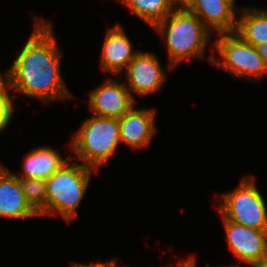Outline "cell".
<instances>
[{"label":"cell","mask_w":267,"mask_h":267,"mask_svg":"<svg viewBox=\"0 0 267 267\" xmlns=\"http://www.w3.org/2000/svg\"><path fill=\"white\" fill-rule=\"evenodd\" d=\"M34 20L32 34L6 72L7 87L44 103L72 98L60 73L62 53L53 26Z\"/></svg>","instance_id":"cell-1"},{"label":"cell","mask_w":267,"mask_h":267,"mask_svg":"<svg viewBox=\"0 0 267 267\" xmlns=\"http://www.w3.org/2000/svg\"><path fill=\"white\" fill-rule=\"evenodd\" d=\"M154 30L166 41L169 68L190 58L204 57L212 33L186 8H175Z\"/></svg>","instance_id":"cell-2"},{"label":"cell","mask_w":267,"mask_h":267,"mask_svg":"<svg viewBox=\"0 0 267 267\" xmlns=\"http://www.w3.org/2000/svg\"><path fill=\"white\" fill-rule=\"evenodd\" d=\"M119 143V119L93 115L73 135L70 149L77 158H71L82 160L83 165L97 171L114 154Z\"/></svg>","instance_id":"cell-3"},{"label":"cell","mask_w":267,"mask_h":267,"mask_svg":"<svg viewBox=\"0 0 267 267\" xmlns=\"http://www.w3.org/2000/svg\"><path fill=\"white\" fill-rule=\"evenodd\" d=\"M93 171L96 170L82 163L73 164V158L69 156V160L45 180L46 215L59 213L67 223L71 222L87 192Z\"/></svg>","instance_id":"cell-4"},{"label":"cell","mask_w":267,"mask_h":267,"mask_svg":"<svg viewBox=\"0 0 267 267\" xmlns=\"http://www.w3.org/2000/svg\"><path fill=\"white\" fill-rule=\"evenodd\" d=\"M254 178L245 176L237 188L222 194L218 211L226 220L257 230H267V207Z\"/></svg>","instance_id":"cell-5"},{"label":"cell","mask_w":267,"mask_h":267,"mask_svg":"<svg viewBox=\"0 0 267 267\" xmlns=\"http://www.w3.org/2000/svg\"><path fill=\"white\" fill-rule=\"evenodd\" d=\"M218 38L213 45L223 61L207 56L211 64L232 73L235 77H245L249 81H254V78H259L267 72L256 47L244 41L237 33H220Z\"/></svg>","instance_id":"cell-6"},{"label":"cell","mask_w":267,"mask_h":267,"mask_svg":"<svg viewBox=\"0 0 267 267\" xmlns=\"http://www.w3.org/2000/svg\"><path fill=\"white\" fill-rule=\"evenodd\" d=\"M227 241L240 262L252 266L267 260V230H257L222 217Z\"/></svg>","instance_id":"cell-7"},{"label":"cell","mask_w":267,"mask_h":267,"mask_svg":"<svg viewBox=\"0 0 267 267\" xmlns=\"http://www.w3.org/2000/svg\"><path fill=\"white\" fill-rule=\"evenodd\" d=\"M126 71L127 88L137 96L152 94L166 81V74L156 54L139 51L129 63Z\"/></svg>","instance_id":"cell-8"},{"label":"cell","mask_w":267,"mask_h":267,"mask_svg":"<svg viewBox=\"0 0 267 267\" xmlns=\"http://www.w3.org/2000/svg\"><path fill=\"white\" fill-rule=\"evenodd\" d=\"M134 96L125 83L107 79L93 89L89 96V108L93 115L120 119L134 106Z\"/></svg>","instance_id":"cell-9"},{"label":"cell","mask_w":267,"mask_h":267,"mask_svg":"<svg viewBox=\"0 0 267 267\" xmlns=\"http://www.w3.org/2000/svg\"><path fill=\"white\" fill-rule=\"evenodd\" d=\"M186 9L194 13L211 33L215 30L218 34L236 31L238 9L228 0H191Z\"/></svg>","instance_id":"cell-10"},{"label":"cell","mask_w":267,"mask_h":267,"mask_svg":"<svg viewBox=\"0 0 267 267\" xmlns=\"http://www.w3.org/2000/svg\"><path fill=\"white\" fill-rule=\"evenodd\" d=\"M155 109L132 107L120 119V142L132 149L148 146L155 127Z\"/></svg>","instance_id":"cell-11"},{"label":"cell","mask_w":267,"mask_h":267,"mask_svg":"<svg viewBox=\"0 0 267 267\" xmlns=\"http://www.w3.org/2000/svg\"><path fill=\"white\" fill-rule=\"evenodd\" d=\"M0 165V217L27 219L39 216L26 202L20 176Z\"/></svg>","instance_id":"cell-12"},{"label":"cell","mask_w":267,"mask_h":267,"mask_svg":"<svg viewBox=\"0 0 267 267\" xmlns=\"http://www.w3.org/2000/svg\"><path fill=\"white\" fill-rule=\"evenodd\" d=\"M131 45L132 43L121 26L116 24L109 28L100 56L103 71L118 74L125 70L139 52L138 50L133 51Z\"/></svg>","instance_id":"cell-13"},{"label":"cell","mask_w":267,"mask_h":267,"mask_svg":"<svg viewBox=\"0 0 267 267\" xmlns=\"http://www.w3.org/2000/svg\"><path fill=\"white\" fill-rule=\"evenodd\" d=\"M66 161L57 150L49 146L34 148L23 159V172L20 178L46 180Z\"/></svg>","instance_id":"cell-14"},{"label":"cell","mask_w":267,"mask_h":267,"mask_svg":"<svg viewBox=\"0 0 267 267\" xmlns=\"http://www.w3.org/2000/svg\"><path fill=\"white\" fill-rule=\"evenodd\" d=\"M235 33L254 47L267 44V10L255 7L241 10Z\"/></svg>","instance_id":"cell-15"},{"label":"cell","mask_w":267,"mask_h":267,"mask_svg":"<svg viewBox=\"0 0 267 267\" xmlns=\"http://www.w3.org/2000/svg\"><path fill=\"white\" fill-rule=\"evenodd\" d=\"M129 7L136 16L154 27L174 9L170 0H118Z\"/></svg>","instance_id":"cell-16"},{"label":"cell","mask_w":267,"mask_h":267,"mask_svg":"<svg viewBox=\"0 0 267 267\" xmlns=\"http://www.w3.org/2000/svg\"><path fill=\"white\" fill-rule=\"evenodd\" d=\"M26 202L39 215H46V181L38 178H20Z\"/></svg>","instance_id":"cell-17"},{"label":"cell","mask_w":267,"mask_h":267,"mask_svg":"<svg viewBox=\"0 0 267 267\" xmlns=\"http://www.w3.org/2000/svg\"><path fill=\"white\" fill-rule=\"evenodd\" d=\"M6 86L0 89V132L4 130L13 117V99L8 93Z\"/></svg>","instance_id":"cell-18"},{"label":"cell","mask_w":267,"mask_h":267,"mask_svg":"<svg viewBox=\"0 0 267 267\" xmlns=\"http://www.w3.org/2000/svg\"><path fill=\"white\" fill-rule=\"evenodd\" d=\"M73 267H119L116 263V259H110L106 262H97L96 264H82V263H71Z\"/></svg>","instance_id":"cell-19"},{"label":"cell","mask_w":267,"mask_h":267,"mask_svg":"<svg viewBox=\"0 0 267 267\" xmlns=\"http://www.w3.org/2000/svg\"><path fill=\"white\" fill-rule=\"evenodd\" d=\"M258 55L263 59L265 66L267 67V44L256 46Z\"/></svg>","instance_id":"cell-20"},{"label":"cell","mask_w":267,"mask_h":267,"mask_svg":"<svg viewBox=\"0 0 267 267\" xmlns=\"http://www.w3.org/2000/svg\"><path fill=\"white\" fill-rule=\"evenodd\" d=\"M175 8H186L191 0H170ZM180 3V4H179Z\"/></svg>","instance_id":"cell-21"},{"label":"cell","mask_w":267,"mask_h":267,"mask_svg":"<svg viewBox=\"0 0 267 267\" xmlns=\"http://www.w3.org/2000/svg\"><path fill=\"white\" fill-rule=\"evenodd\" d=\"M194 258L195 257H190L187 260H184V262L178 267H196V261Z\"/></svg>","instance_id":"cell-22"},{"label":"cell","mask_w":267,"mask_h":267,"mask_svg":"<svg viewBox=\"0 0 267 267\" xmlns=\"http://www.w3.org/2000/svg\"><path fill=\"white\" fill-rule=\"evenodd\" d=\"M5 86H7V73H4V75L0 73V89Z\"/></svg>","instance_id":"cell-23"},{"label":"cell","mask_w":267,"mask_h":267,"mask_svg":"<svg viewBox=\"0 0 267 267\" xmlns=\"http://www.w3.org/2000/svg\"><path fill=\"white\" fill-rule=\"evenodd\" d=\"M250 267H267V260L265 261H261L259 263H256V264H253L252 266Z\"/></svg>","instance_id":"cell-24"},{"label":"cell","mask_w":267,"mask_h":267,"mask_svg":"<svg viewBox=\"0 0 267 267\" xmlns=\"http://www.w3.org/2000/svg\"><path fill=\"white\" fill-rule=\"evenodd\" d=\"M205 267H210L208 263L205 264ZM220 267H239V265H232V266H220Z\"/></svg>","instance_id":"cell-25"},{"label":"cell","mask_w":267,"mask_h":267,"mask_svg":"<svg viewBox=\"0 0 267 267\" xmlns=\"http://www.w3.org/2000/svg\"><path fill=\"white\" fill-rule=\"evenodd\" d=\"M228 1H230L236 7V5H235L236 0H228Z\"/></svg>","instance_id":"cell-26"}]
</instances>
